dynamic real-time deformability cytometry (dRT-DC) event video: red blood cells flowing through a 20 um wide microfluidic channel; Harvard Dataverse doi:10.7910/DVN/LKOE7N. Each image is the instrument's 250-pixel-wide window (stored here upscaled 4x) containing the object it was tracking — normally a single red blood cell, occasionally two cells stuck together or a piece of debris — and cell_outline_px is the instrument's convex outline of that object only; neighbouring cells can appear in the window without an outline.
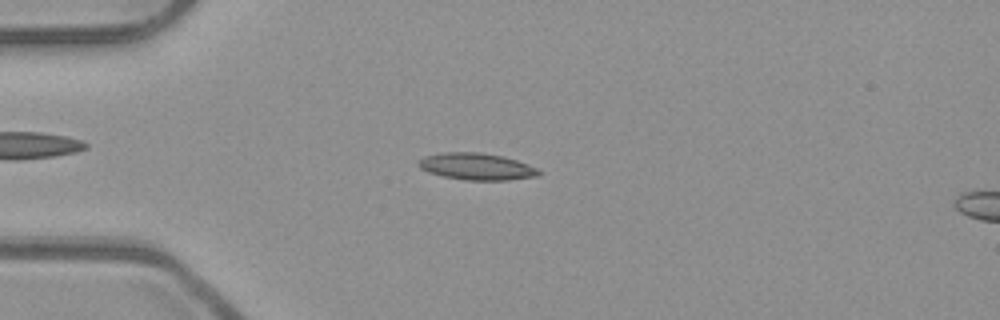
{"species": "common noctule bat (a hibernating species)", "species_latin": "Nyctalus noctula", "temperature_condition": "room temperature", "stored_images_in_passage": 49, "camera_frame_rate_fps": 3000, "um_per_image_px": 0.085, "animal": {"sex": "male", "body_mass_g": 23.1, "forearm_length_mm": 52.7}, "frame": {"image": 1, "passage_image": 10, "time_ms": 3.0, "image_size_px": [1000, 320], "cell_outline_px": [[540, 172], [536, 176], [508, 180], [464, 180], [444, 176], [428, 172], [420, 168], [420, 160], [424, 156], [444, 152], [480, 152], [504, 156], [528, 164], [536, 168]], "centroid_in_image_um": [40.51, 14.15], "position_along_channel_um": 44.5, "area_um2": 18.61}}
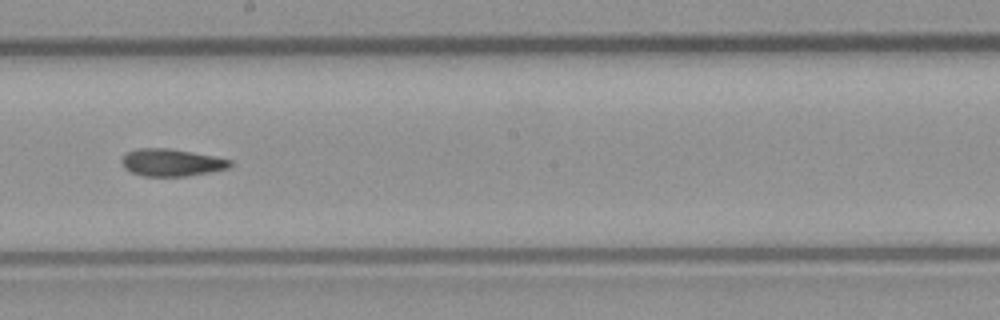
{"frame": {"image": 2, "passage_image": 26, "time_ms": 8.333, "image_size_px": [1000, 320], "cell_outline_px": [[232, 164], [228, 168], [188, 176], [144, 176], [132, 172], [124, 168], [120, 160], [128, 152], [136, 148], [168, 148], [192, 152], [232, 160]], "centroid_in_image_um": [14.55, 13.81], "position_along_channel_um": 233.6, "area_um2": 17.11}}
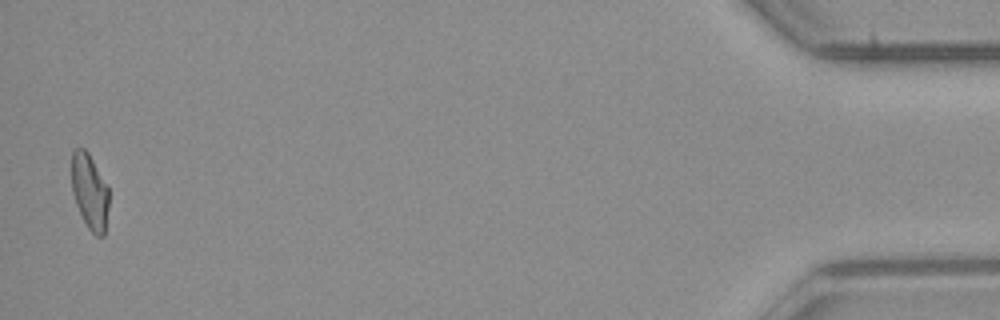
{"frame": {"image": 3, "passage_image": 48, "time_ms": 15.667, "image_size_px": [1000, 320], "cell_outline_px": [[108, 208], [104, 236], [96, 236], [88, 228], [76, 204], [72, 192], [72, 152], [76, 148], [84, 148], [88, 152], [108, 188]], "centroid_in_image_um": [7.62, 16.29], "position_along_channel_um": 427.6, "area_um2": 16.13}, "authors_computed_cell_mechanics": {"area_um2": 17.4556, "velocity_mm_per_s": 3.9438, "shape_relaxation_time_tau1_ms": null, "shape_relaxation_time_tau2_ms": 10.4882, "deformation_change_tau1": null, "deformation_change_tau2": 0.1909}}